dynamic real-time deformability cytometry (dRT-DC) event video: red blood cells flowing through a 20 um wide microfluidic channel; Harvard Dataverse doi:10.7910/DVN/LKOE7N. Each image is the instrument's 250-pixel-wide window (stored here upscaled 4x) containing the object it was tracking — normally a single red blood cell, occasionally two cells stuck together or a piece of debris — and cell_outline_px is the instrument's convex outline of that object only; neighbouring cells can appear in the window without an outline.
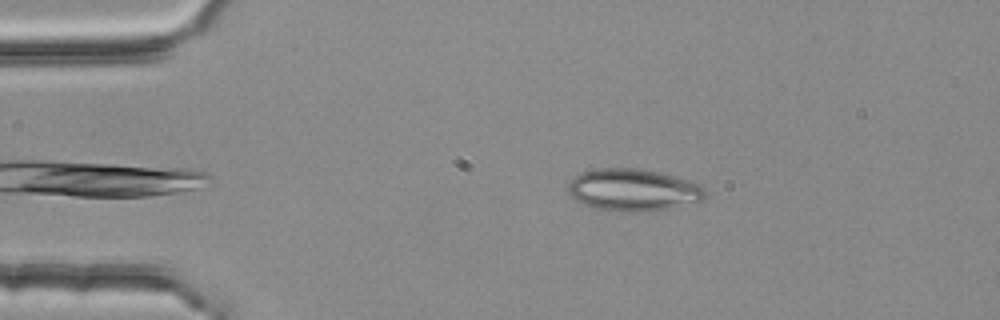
{"species": "common noctule bat (a hibernating species)", "species_latin": "Nyctalus noctula", "temperature_condition": "room temperature", "stored_images_in_passage": 3, "segment_of_instrument_passage": [1, 2], "camera_frame_rate_fps": 3000, "um_per_image_px": 0.085, "animal": {"sex": "female", "body_mass_g": 25.1}, "frame": {"image": 1, "passage_image": 1, "time_ms": 0.0, "image_size_px": [1000, 320], "cell_outline_px": [[704, 196], [700, 200], [668, 208], [640, 212], [624, 212], [596, 208], [584, 204], [576, 200], [568, 192], [568, 184], [576, 176], [584, 172], [600, 168], [640, 168], [660, 172], [688, 180], [704, 188]], "centroid_in_image_um": [53.78, 16.14], "position_along_channel_um": 31.2, "area_um2": 33.12}}